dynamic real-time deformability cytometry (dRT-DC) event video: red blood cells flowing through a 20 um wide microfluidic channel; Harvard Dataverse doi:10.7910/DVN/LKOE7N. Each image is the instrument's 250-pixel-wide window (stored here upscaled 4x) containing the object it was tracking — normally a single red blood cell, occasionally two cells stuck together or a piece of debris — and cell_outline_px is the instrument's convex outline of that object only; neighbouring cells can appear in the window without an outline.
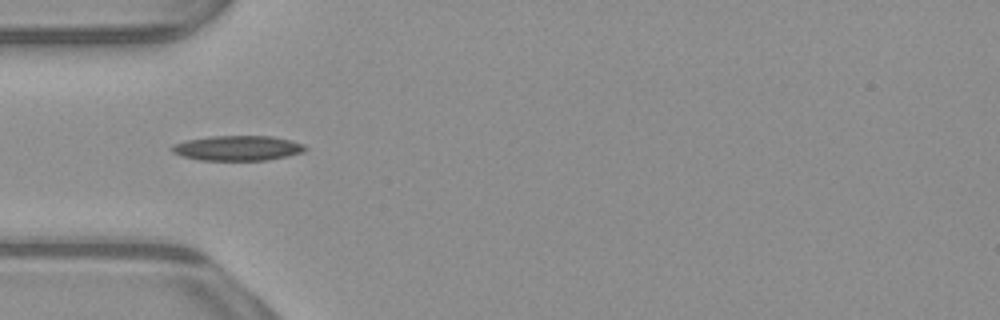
{"species": "common noctule bat (a hibernating species)", "species_latin": "Nyctalus noctula", "temperature_condition": "warm", "stored_images_in_passage": 37, "camera_frame_rate_fps": 3000, "um_per_image_px": 0.085, "animal": {"sex": "male", "body_mass_g": 23.1, "forearm_length_mm": 52.7}, "frame": {"image": 1, "passage_image": 1, "time_ms": 0.0, "image_size_px": [1000, 320], "cell_outline_px": [[308, 148], [304, 152], [288, 156], [268, 160], [200, 160], [184, 156], [172, 152], [172, 144], [188, 140], [212, 136], [272, 136], [292, 140], [304, 144]], "centroid_in_image_um": [20.26, 12.59], "position_along_channel_um": 64.7, "area_um2": 19.42}}
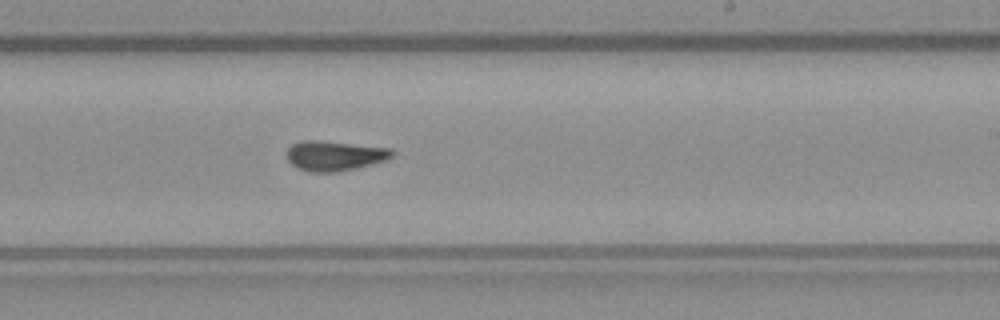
{"frame": {"image": 2, "passage_image": 16, "time_ms": 5.0, "image_size_px": [1000, 320], "cell_outline_px": [[396, 152], [388, 160], [356, 168], [336, 172], [308, 172], [292, 164], [288, 160], [288, 148], [292, 144], [304, 140], [316, 140], [392, 148]], "centroid_in_image_um": [28.49, 13.24], "position_along_channel_um": 260.5, "area_um2": 18.32}}
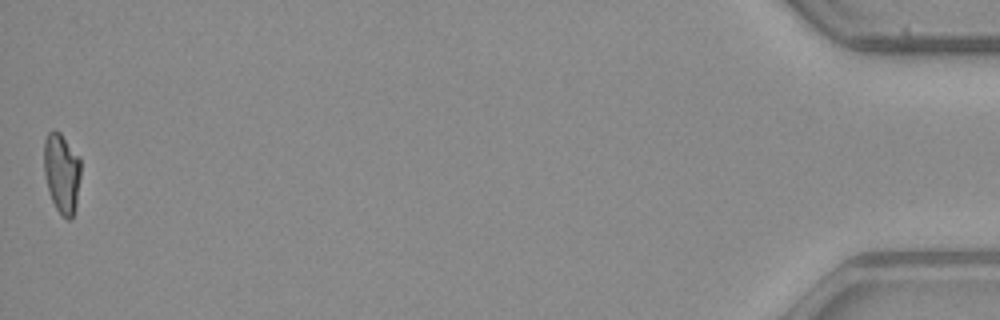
{"frame": {"image": 3, "passage_image": 37, "time_ms": 12.0, "image_size_px": [1000, 320], "cell_outline_px": [[80, 176], [76, 204], [72, 216], [68, 220], [56, 208], [52, 200], [48, 188], [44, 172], [44, 140], [48, 132], [52, 128], [60, 132], [80, 156]], "centroid_in_image_um": [5.25, 14.63], "position_along_channel_um": 430.0, "area_um2": 17.11}, "authors_computed_cell_mechanics": {"area_um2": 17.7446, "velocity_mm_per_s": 3.9188, "shape_relaxation_time_tau1_ms": 10.7821, "shape_relaxation_time_tau2_ms": 3.0222, "deformation_change_tau1": 0.2928, "deformation_change_tau2": 0.1279}}